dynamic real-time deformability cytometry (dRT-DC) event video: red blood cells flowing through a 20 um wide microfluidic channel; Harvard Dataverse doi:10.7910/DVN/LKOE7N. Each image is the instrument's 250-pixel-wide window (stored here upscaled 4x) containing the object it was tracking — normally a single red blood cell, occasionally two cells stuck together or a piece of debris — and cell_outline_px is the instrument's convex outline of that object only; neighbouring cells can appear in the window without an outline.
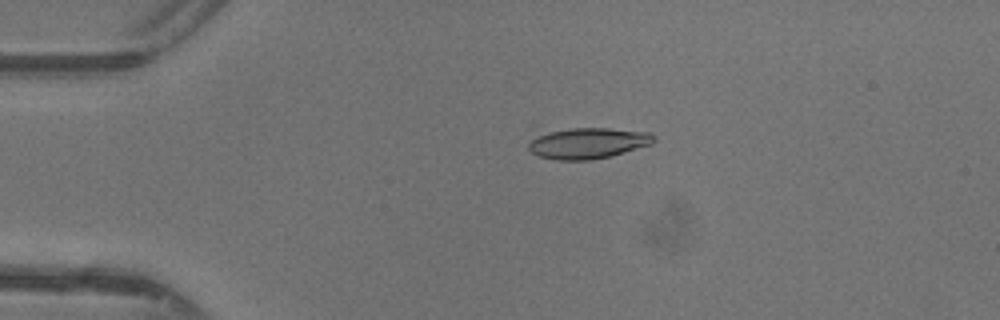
{"species": "common noctule bat (a hibernating species)", "species_latin": "Nyctalus noctula", "temperature_condition": "warm", "stored_images_in_passage": 36, "camera_frame_rate_fps": 3000, "um_per_image_px": 0.085, "animal": {"sex": "female"}, "frame": {"image": 1, "passage_image": 4, "time_ms": 1.0, "image_size_px": [1000, 320], "cell_outline_px": [[656, 140], [652, 144], [612, 156], [592, 160], [556, 160], [540, 156], [532, 152], [528, 148], [528, 144], [532, 124], [536, 124], [608, 128], [652, 132], [656, 136]], "centroid_in_image_um": [49.7, 12.05], "position_along_channel_um": 35.3, "area_um2": 25.2}}
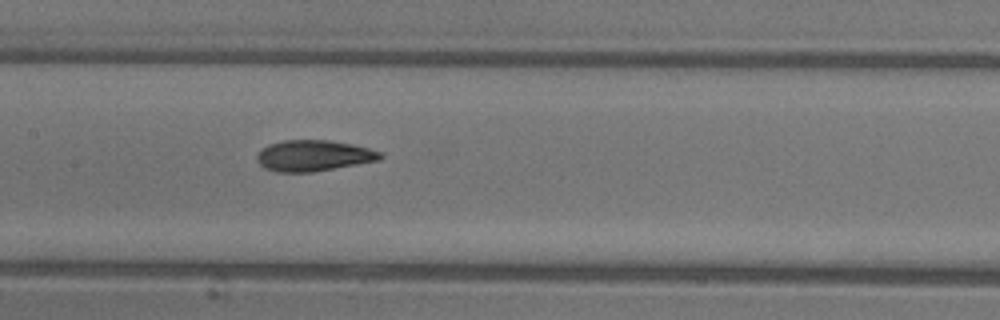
{"frame": {"image": 2, "passage_image": 17, "time_ms": 5.333, "image_size_px": [1000, 320], "cell_outline_px": [[384, 156], [380, 160], [312, 172], [276, 172], [264, 168], [256, 160], [256, 156], [268, 144], [284, 140], [328, 140], [352, 144], [368, 148], [380, 152]], "centroid_in_image_um": [26.64, 13.23], "position_along_channel_um": 180.8, "area_um2": 22.2}}
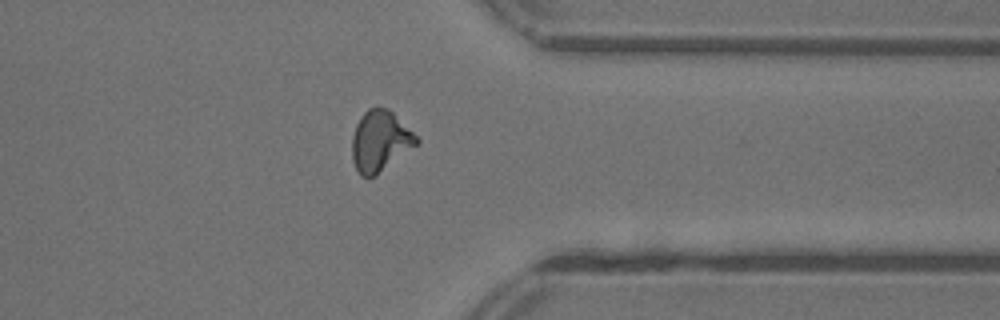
{"frame": {"image": 3, "passage_image": 31, "time_ms": 10.0, "image_size_px": [1000, 320], "cell_outline_px": [[420, 144], [376, 176], [368, 180], [360, 176], [352, 160], [352, 136], [356, 124], [360, 116], [368, 108], [388, 108], [420, 140]], "centroid_in_image_um": [32.3, 12.05], "position_along_channel_um": 379.1, "area_um2": 23.18}, "authors_computed_cell_mechanics": {"area_um2": 22.1663, "velocity_mm_per_s": 4.3898, "shape_relaxation_time_tau1_ms": 5.9336, "shape_relaxation_time_tau2_ms": 1.8743, "deformation_change_tau1": 0.2103, "deformation_change_tau2": 0.0911}}